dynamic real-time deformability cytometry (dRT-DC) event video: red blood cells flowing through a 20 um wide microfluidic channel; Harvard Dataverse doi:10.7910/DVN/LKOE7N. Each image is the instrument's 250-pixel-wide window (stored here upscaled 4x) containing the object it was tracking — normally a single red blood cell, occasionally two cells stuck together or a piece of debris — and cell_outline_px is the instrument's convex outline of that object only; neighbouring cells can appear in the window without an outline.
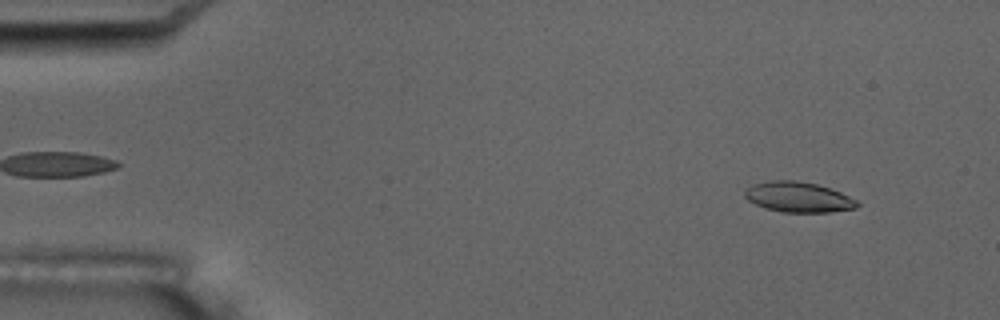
{"species": "common noctule bat (a hibernating species)", "species_latin": "Nyctalus noctula", "temperature_condition": "room temperature", "stored_images_in_passage": 5, "camera_frame_rate_fps": 3000, "um_per_image_px": 0.085, "animal": {"sex": "male", "body_mass_g": 17.5, "forearm_length_mm": 52.3}, "frame": {"image": 1, "passage_image": 5, "time_ms": 5.333, "image_size_px": [1000, 320], "cell_outline_px": [[860, 204], [856, 208], [828, 212], [780, 212], [764, 208], [748, 200], [744, 196], [744, 192], [752, 184], [768, 180], [796, 180], [816, 184], [840, 192], [856, 200]], "centroid_in_image_um": [67.82, 16.75], "position_along_channel_um": 17.2, "area_um2": 19.83}}